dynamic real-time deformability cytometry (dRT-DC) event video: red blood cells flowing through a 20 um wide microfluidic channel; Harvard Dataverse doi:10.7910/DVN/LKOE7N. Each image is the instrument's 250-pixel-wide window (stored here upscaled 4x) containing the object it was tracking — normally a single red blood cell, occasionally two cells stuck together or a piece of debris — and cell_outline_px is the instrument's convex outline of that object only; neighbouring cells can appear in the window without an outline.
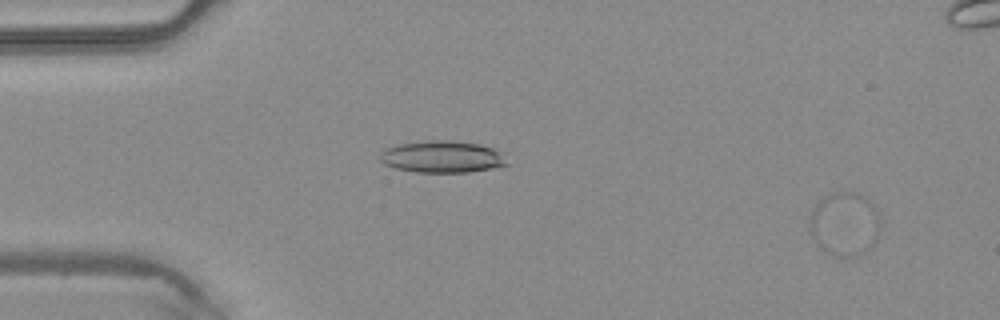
{"species": "common noctule bat (a hibernating species)", "species_latin": "Nyctalus noctula", "temperature_condition": "warm", "stored_images_in_passage": 14, "camera_frame_rate_fps": 3000, "um_per_image_px": 0.085, "animal": {"sex": "male", "body_mass_g": 20.4}, "frame": {"image": 1, "passage_image": 3, "time_ms": 0.667, "image_size_px": [1000, 320], "cell_outline_px": [[880, 228], [876, 240], [872, 244], [856, 256], [832, 256], [812, 236], [812, 212], [816, 204], [820, 200], [836, 192], [852, 192], [864, 196], [876, 208], [880, 220]], "centroid_in_image_um": [71.85, 19.02], "position_along_channel_um": 13.2, "area_um2": 25.37}}